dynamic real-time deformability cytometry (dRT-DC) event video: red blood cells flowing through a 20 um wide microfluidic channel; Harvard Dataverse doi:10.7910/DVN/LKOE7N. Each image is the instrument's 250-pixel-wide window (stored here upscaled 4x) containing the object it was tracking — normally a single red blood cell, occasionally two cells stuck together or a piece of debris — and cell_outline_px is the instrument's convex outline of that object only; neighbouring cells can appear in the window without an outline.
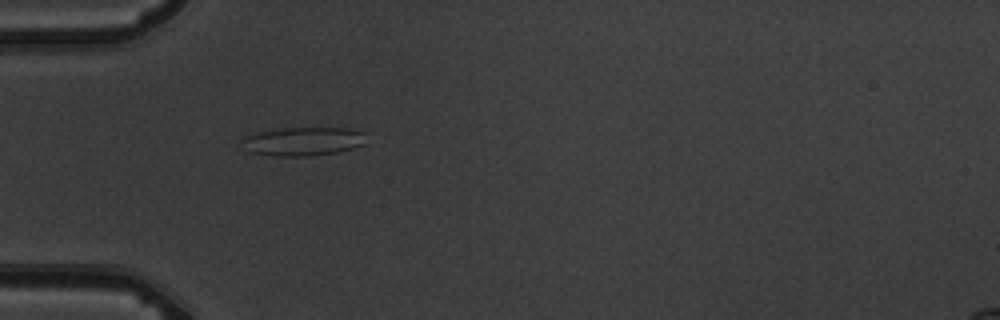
{"species": "common noctule bat (a hibernating species)", "species_latin": "Nyctalus noctula", "temperature_condition": "warm", "stored_images_in_passage": 1, "camera_frame_rate_fps": 3000, "um_per_image_px": 0.085, "animal": {"sex": "male", "body_mass_g": 19.5, "forearm_length_mm": 54.6}, "frame": {"image": 1, "passage_image": 1, "time_ms": 0.0, "image_size_px": [1000, 320], "cell_outline_px": [[364, 144], [352, 148], [336, 152], [312, 156], [276, 156], [248, 152], [244, 140], [244, 136], [260, 132], [284, 128], [348, 128], [364, 132]], "centroid_in_image_um": [25.79, 12.02], "position_along_channel_um": 59.2, "area_um2": 20.4}}